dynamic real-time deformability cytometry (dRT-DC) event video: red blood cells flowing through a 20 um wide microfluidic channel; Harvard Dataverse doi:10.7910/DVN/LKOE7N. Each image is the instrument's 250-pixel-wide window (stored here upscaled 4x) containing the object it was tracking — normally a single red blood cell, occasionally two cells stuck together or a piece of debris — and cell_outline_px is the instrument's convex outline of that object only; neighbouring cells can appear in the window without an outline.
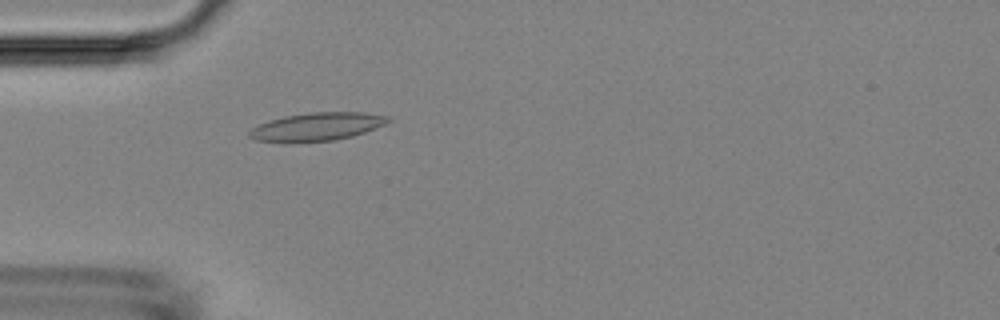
{"species": "Egyptian fruit bat (a non-hibernating species)", "species_latin": "Rousettus aegyptiacus", "temperature_condition": "room temperature", "stored_images_in_passage": 50, "camera_frame_rate_fps": 3000, "um_per_image_px": 0.085, "animal": {"sex": "female"}, "frame": {"image": 1, "passage_image": 15, "time_ms": 4.667, "image_size_px": [1000, 320], "cell_outline_px": [[392, 120], [384, 124], [364, 132], [352, 136], [336, 140], [292, 144], [256, 140], [248, 136], [248, 132], [252, 128], [260, 124], [284, 116], [312, 112], [364, 112], [388, 116]], "centroid_in_image_um": [26.91, 10.79], "position_along_channel_um": 58.1, "area_um2": 23.0}}
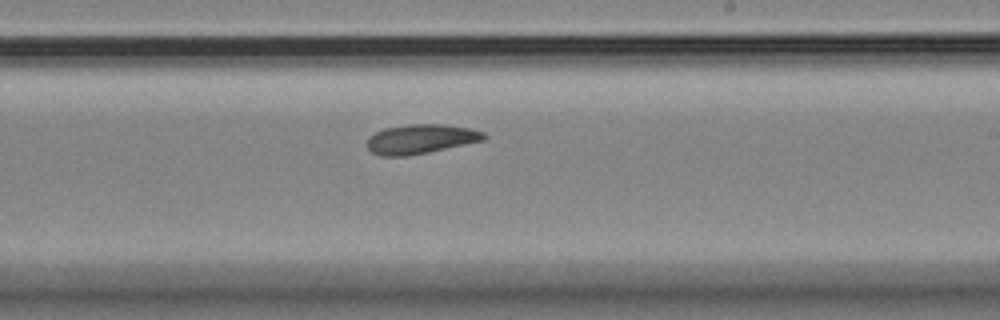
{"frame": {"image": 2, "passage_image": 30, "time_ms": 9.667, "image_size_px": [1000, 320], "cell_outline_px": [[488, 136], [484, 140], [428, 152], [404, 156], [380, 156], [372, 152], [368, 148], [368, 136], [384, 128], [408, 124], [444, 124], [472, 128], [484, 132]], "centroid_in_image_um": [35.78, 11.8], "position_along_channel_um": 253.2, "area_um2": 20.06}}
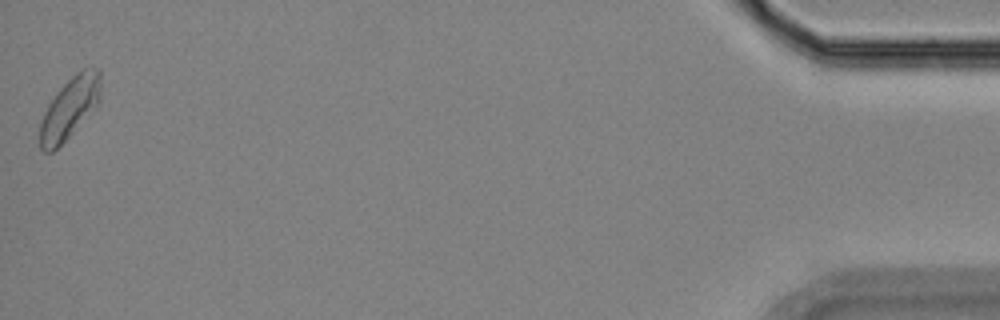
{"frame": {"image": 3, "passage_image": 50, "time_ms": 16.333, "image_size_px": [1000, 320], "cell_outline_px": [[100, 100], [96, 108], [52, 152], [44, 152], [40, 148], [40, 124], [44, 112], [48, 104], [56, 92], [76, 72], [84, 68], [100, 68]], "centroid_in_image_um": [5.93, 9.16], "position_along_channel_um": 429.3, "area_um2": 21.5}}